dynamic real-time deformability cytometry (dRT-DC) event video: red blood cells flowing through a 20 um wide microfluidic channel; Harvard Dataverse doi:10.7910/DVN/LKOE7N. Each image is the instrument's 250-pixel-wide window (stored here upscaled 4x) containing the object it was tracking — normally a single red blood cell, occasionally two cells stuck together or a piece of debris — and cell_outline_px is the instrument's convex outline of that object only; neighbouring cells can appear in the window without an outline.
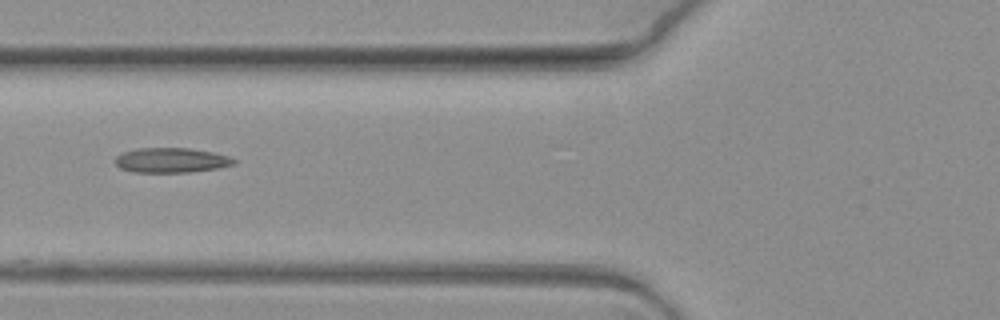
{"species": "common noctule bat (a hibernating species)", "species_latin": "Nyctalus noctula", "temperature_condition": "warm", "stored_images_in_passage": 6, "camera_frame_rate_fps": 3000, "um_per_image_px": 0.085, "animal": {"sex": "female", "body_mass_g": 19.3, "forearm_length_mm": 54.1}, "frame": {"image": 1, "passage_image": 6, "time_ms": 1.667, "image_size_px": [1000, 320], "cell_outline_px": [[236, 164], [216, 168], [188, 172], [132, 172], [120, 168], [116, 164], [116, 156], [124, 152], [136, 148], [188, 148], [212, 152], [228, 156], [236, 160]], "centroid_in_image_um": [14.55, 13.62], "position_along_channel_um": 111.3, "area_um2": 17.05}}